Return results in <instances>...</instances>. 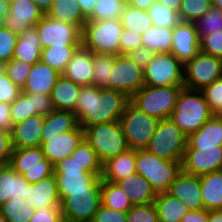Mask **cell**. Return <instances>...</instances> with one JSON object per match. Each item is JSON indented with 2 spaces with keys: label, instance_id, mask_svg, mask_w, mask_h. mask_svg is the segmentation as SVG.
Returning a JSON list of instances; mask_svg holds the SVG:
<instances>
[{
  "label": "cell",
  "instance_id": "1",
  "mask_svg": "<svg viewBox=\"0 0 222 222\" xmlns=\"http://www.w3.org/2000/svg\"><path fill=\"white\" fill-rule=\"evenodd\" d=\"M130 102L124 93L94 85L81 86L74 113L85 129L95 124L119 121Z\"/></svg>",
  "mask_w": 222,
  "mask_h": 222
},
{
  "label": "cell",
  "instance_id": "2",
  "mask_svg": "<svg viewBox=\"0 0 222 222\" xmlns=\"http://www.w3.org/2000/svg\"><path fill=\"white\" fill-rule=\"evenodd\" d=\"M213 115L201 90L183 87L170 118L188 136L198 131Z\"/></svg>",
  "mask_w": 222,
  "mask_h": 222
},
{
  "label": "cell",
  "instance_id": "3",
  "mask_svg": "<svg viewBox=\"0 0 222 222\" xmlns=\"http://www.w3.org/2000/svg\"><path fill=\"white\" fill-rule=\"evenodd\" d=\"M136 173L143 176L156 193L167 192L182 171V161L165 160L148 152L136 150Z\"/></svg>",
  "mask_w": 222,
  "mask_h": 222
},
{
  "label": "cell",
  "instance_id": "4",
  "mask_svg": "<svg viewBox=\"0 0 222 222\" xmlns=\"http://www.w3.org/2000/svg\"><path fill=\"white\" fill-rule=\"evenodd\" d=\"M184 85L155 87L144 85L131 98L130 103L138 110L158 120L171 117L177 98Z\"/></svg>",
  "mask_w": 222,
  "mask_h": 222
},
{
  "label": "cell",
  "instance_id": "5",
  "mask_svg": "<svg viewBox=\"0 0 222 222\" xmlns=\"http://www.w3.org/2000/svg\"><path fill=\"white\" fill-rule=\"evenodd\" d=\"M85 140L103 165L129 149L120 121L95 124L84 129Z\"/></svg>",
  "mask_w": 222,
  "mask_h": 222
},
{
  "label": "cell",
  "instance_id": "6",
  "mask_svg": "<svg viewBox=\"0 0 222 222\" xmlns=\"http://www.w3.org/2000/svg\"><path fill=\"white\" fill-rule=\"evenodd\" d=\"M122 32L120 19L87 21L82 28V47L92 53L120 54Z\"/></svg>",
  "mask_w": 222,
  "mask_h": 222
},
{
  "label": "cell",
  "instance_id": "7",
  "mask_svg": "<svg viewBox=\"0 0 222 222\" xmlns=\"http://www.w3.org/2000/svg\"><path fill=\"white\" fill-rule=\"evenodd\" d=\"M57 191L60 200L68 196V191L101 190L102 173H88L84 166L70 156L54 165Z\"/></svg>",
  "mask_w": 222,
  "mask_h": 222
},
{
  "label": "cell",
  "instance_id": "8",
  "mask_svg": "<svg viewBox=\"0 0 222 222\" xmlns=\"http://www.w3.org/2000/svg\"><path fill=\"white\" fill-rule=\"evenodd\" d=\"M188 136L171 120L158 121L146 150L165 160L183 161Z\"/></svg>",
  "mask_w": 222,
  "mask_h": 222
},
{
  "label": "cell",
  "instance_id": "9",
  "mask_svg": "<svg viewBox=\"0 0 222 222\" xmlns=\"http://www.w3.org/2000/svg\"><path fill=\"white\" fill-rule=\"evenodd\" d=\"M119 121L129 149L143 150L148 147L159 120L129 102Z\"/></svg>",
  "mask_w": 222,
  "mask_h": 222
},
{
  "label": "cell",
  "instance_id": "10",
  "mask_svg": "<svg viewBox=\"0 0 222 222\" xmlns=\"http://www.w3.org/2000/svg\"><path fill=\"white\" fill-rule=\"evenodd\" d=\"M143 74L148 86L184 85V65L171 53L155 54Z\"/></svg>",
  "mask_w": 222,
  "mask_h": 222
},
{
  "label": "cell",
  "instance_id": "11",
  "mask_svg": "<svg viewBox=\"0 0 222 222\" xmlns=\"http://www.w3.org/2000/svg\"><path fill=\"white\" fill-rule=\"evenodd\" d=\"M42 49L49 47H81L82 30L73 24L46 15L35 25Z\"/></svg>",
  "mask_w": 222,
  "mask_h": 222
},
{
  "label": "cell",
  "instance_id": "12",
  "mask_svg": "<svg viewBox=\"0 0 222 222\" xmlns=\"http://www.w3.org/2000/svg\"><path fill=\"white\" fill-rule=\"evenodd\" d=\"M101 204V190L68 191L60 208L65 222H92Z\"/></svg>",
  "mask_w": 222,
  "mask_h": 222
},
{
  "label": "cell",
  "instance_id": "13",
  "mask_svg": "<svg viewBox=\"0 0 222 222\" xmlns=\"http://www.w3.org/2000/svg\"><path fill=\"white\" fill-rule=\"evenodd\" d=\"M222 78V59L202 51L184 65V87L202 90Z\"/></svg>",
  "mask_w": 222,
  "mask_h": 222
},
{
  "label": "cell",
  "instance_id": "14",
  "mask_svg": "<svg viewBox=\"0 0 222 222\" xmlns=\"http://www.w3.org/2000/svg\"><path fill=\"white\" fill-rule=\"evenodd\" d=\"M144 85L143 70L127 54H117L111 69L109 88L131 98Z\"/></svg>",
  "mask_w": 222,
  "mask_h": 222
},
{
  "label": "cell",
  "instance_id": "15",
  "mask_svg": "<svg viewBox=\"0 0 222 222\" xmlns=\"http://www.w3.org/2000/svg\"><path fill=\"white\" fill-rule=\"evenodd\" d=\"M182 170L195 176L222 170V145L187 146Z\"/></svg>",
  "mask_w": 222,
  "mask_h": 222
},
{
  "label": "cell",
  "instance_id": "16",
  "mask_svg": "<svg viewBox=\"0 0 222 222\" xmlns=\"http://www.w3.org/2000/svg\"><path fill=\"white\" fill-rule=\"evenodd\" d=\"M85 139L84 129L79 125L75 130L61 133L54 137H46L41 144L44 156L55 165L59 161L71 156L81 142Z\"/></svg>",
  "mask_w": 222,
  "mask_h": 222
},
{
  "label": "cell",
  "instance_id": "17",
  "mask_svg": "<svg viewBox=\"0 0 222 222\" xmlns=\"http://www.w3.org/2000/svg\"><path fill=\"white\" fill-rule=\"evenodd\" d=\"M44 16L33 0H15L10 2L5 27L19 35L30 26H35Z\"/></svg>",
  "mask_w": 222,
  "mask_h": 222
},
{
  "label": "cell",
  "instance_id": "18",
  "mask_svg": "<svg viewBox=\"0 0 222 222\" xmlns=\"http://www.w3.org/2000/svg\"><path fill=\"white\" fill-rule=\"evenodd\" d=\"M200 51V39L194 23L180 22L174 27L171 54L183 65Z\"/></svg>",
  "mask_w": 222,
  "mask_h": 222
},
{
  "label": "cell",
  "instance_id": "19",
  "mask_svg": "<svg viewBox=\"0 0 222 222\" xmlns=\"http://www.w3.org/2000/svg\"><path fill=\"white\" fill-rule=\"evenodd\" d=\"M167 193L181 200L190 211L205 209L199 176L185 173L182 170L171 183Z\"/></svg>",
  "mask_w": 222,
  "mask_h": 222
},
{
  "label": "cell",
  "instance_id": "20",
  "mask_svg": "<svg viewBox=\"0 0 222 222\" xmlns=\"http://www.w3.org/2000/svg\"><path fill=\"white\" fill-rule=\"evenodd\" d=\"M44 116L33 115L21 123L12 126L11 138L13 149L41 147Z\"/></svg>",
  "mask_w": 222,
  "mask_h": 222
},
{
  "label": "cell",
  "instance_id": "21",
  "mask_svg": "<svg viewBox=\"0 0 222 222\" xmlns=\"http://www.w3.org/2000/svg\"><path fill=\"white\" fill-rule=\"evenodd\" d=\"M60 75L61 73L59 71L51 68L40 60L32 65L29 76L21 92L50 96Z\"/></svg>",
  "mask_w": 222,
  "mask_h": 222
},
{
  "label": "cell",
  "instance_id": "22",
  "mask_svg": "<svg viewBox=\"0 0 222 222\" xmlns=\"http://www.w3.org/2000/svg\"><path fill=\"white\" fill-rule=\"evenodd\" d=\"M62 74L78 85H93V53L78 48Z\"/></svg>",
  "mask_w": 222,
  "mask_h": 222
},
{
  "label": "cell",
  "instance_id": "23",
  "mask_svg": "<svg viewBox=\"0 0 222 222\" xmlns=\"http://www.w3.org/2000/svg\"><path fill=\"white\" fill-rule=\"evenodd\" d=\"M29 183L9 164L0 165V206L11 198L26 199Z\"/></svg>",
  "mask_w": 222,
  "mask_h": 222
},
{
  "label": "cell",
  "instance_id": "24",
  "mask_svg": "<svg viewBox=\"0 0 222 222\" xmlns=\"http://www.w3.org/2000/svg\"><path fill=\"white\" fill-rule=\"evenodd\" d=\"M41 40L35 26L21 32L17 38L12 59L34 65L41 60Z\"/></svg>",
  "mask_w": 222,
  "mask_h": 222
},
{
  "label": "cell",
  "instance_id": "25",
  "mask_svg": "<svg viewBox=\"0 0 222 222\" xmlns=\"http://www.w3.org/2000/svg\"><path fill=\"white\" fill-rule=\"evenodd\" d=\"M132 205L153 203L157 193L143 176L135 173L116 182Z\"/></svg>",
  "mask_w": 222,
  "mask_h": 222
},
{
  "label": "cell",
  "instance_id": "26",
  "mask_svg": "<svg viewBox=\"0 0 222 222\" xmlns=\"http://www.w3.org/2000/svg\"><path fill=\"white\" fill-rule=\"evenodd\" d=\"M136 150L128 149L102 165V180L116 183L136 173Z\"/></svg>",
  "mask_w": 222,
  "mask_h": 222
},
{
  "label": "cell",
  "instance_id": "27",
  "mask_svg": "<svg viewBox=\"0 0 222 222\" xmlns=\"http://www.w3.org/2000/svg\"><path fill=\"white\" fill-rule=\"evenodd\" d=\"M25 200L35 210L44 205H61L55 174L43 178L37 183H29V193Z\"/></svg>",
  "mask_w": 222,
  "mask_h": 222
},
{
  "label": "cell",
  "instance_id": "28",
  "mask_svg": "<svg viewBox=\"0 0 222 222\" xmlns=\"http://www.w3.org/2000/svg\"><path fill=\"white\" fill-rule=\"evenodd\" d=\"M80 89L81 85L74 83L61 74L50 95L54 110L74 112Z\"/></svg>",
  "mask_w": 222,
  "mask_h": 222
},
{
  "label": "cell",
  "instance_id": "29",
  "mask_svg": "<svg viewBox=\"0 0 222 222\" xmlns=\"http://www.w3.org/2000/svg\"><path fill=\"white\" fill-rule=\"evenodd\" d=\"M78 126V119L74 112L53 110L47 116H44L41 134L42 143L46 141V137H54L61 133L75 130Z\"/></svg>",
  "mask_w": 222,
  "mask_h": 222
},
{
  "label": "cell",
  "instance_id": "30",
  "mask_svg": "<svg viewBox=\"0 0 222 222\" xmlns=\"http://www.w3.org/2000/svg\"><path fill=\"white\" fill-rule=\"evenodd\" d=\"M201 195L207 211L222 209V170L199 176Z\"/></svg>",
  "mask_w": 222,
  "mask_h": 222
},
{
  "label": "cell",
  "instance_id": "31",
  "mask_svg": "<svg viewBox=\"0 0 222 222\" xmlns=\"http://www.w3.org/2000/svg\"><path fill=\"white\" fill-rule=\"evenodd\" d=\"M222 145V115H213L196 132L188 135L187 146Z\"/></svg>",
  "mask_w": 222,
  "mask_h": 222
},
{
  "label": "cell",
  "instance_id": "32",
  "mask_svg": "<svg viewBox=\"0 0 222 222\" xmlns=\"http://www.w3.org/2000/svg\"><path fill=\"white\" fill-rule=\"evenodd\" d=\"M153 203L159 222H181L185 214L190 211L181 200L167 192L157 193Z\"/></svg>",
  "mask_w": 222,
  "mask_h": 222
},
{
  "label": "cell",
  "instance_id": "33",
  "mask_svg": "<svg viewBox=\"0 0 222 222\" xmlns=\"http://www.w3.org/2000/svg\"><path fill=\"white\" fill-rule=\"evenodd\" d=\"M45 15L58 21L76 25L81 30L87 22L77 0H54Z\"/></svg>",
  "mask_w": 222,
  "mask_h": 222
},
{
  "label": "cell",
  "instance_id": "34",
  "mask_svg": "<svg viewBox=\"0 0 222 222\" xmlns=\"http://www.w3.org/2000/svg\"><path fill=\"white\" fill-rule=\"evenodd\" d=\"M9 165L12 168L54 167L44 156L41 147L13 149Z\"/></svg>",
  "mask_w": 222,
  "mask_h": 222
},
{
  "label": "cell",
  "instance_id": "35",
  "mask_svg": "<svg viewBox=\"0 0 222 222\" xmlns=\"http://www.w3.org/2000/svg\"><path fill=\"white\" fill-rule=\"evenodd\" d=\"M174 28L150 27L142 34V45L154 54L171 53Z\"/></svg>",
  "mask_w": 222,
  "mask_h": 222
},
{
  "label": "cell",
  "instance_id": "36",
  "mask_svg": "<svg viewBox=\"0 0 222 222\" xmlns=\"http://www.w3.org/2000/svg\"><path fill=\"white\" fill-rule=\"evenodd\" d=\"M120 22L123 29L141 35L153 26L147 11L135 8L128 4H125L123 12L120 15Z\"/></svg>",
  "mask_w": 222,
  "mask_h": 222
},
{
  "label": "cell",
  "instance_id": "37",
  "mask_svg": "<svg viewBox=\"0 0 222 222\" xmlns=\"http://www.w3.org/2000/svg\"><path fill=\"white\" fill-rule=\"evenodd\" d=\"M101 202L102 205L121 212H127L133 206L120 186L107 180H102L101 183Z\"/></svg>",
  "mask_w": 222,
  "mask_h": 222
},
{
  "label": "cell",
  "instance_id": "38",
  "mask_svg": "<svg viewBox=\"0 0 222 222\" xmlns=\"http://www.w3.org/2000/svg\"><path fill=\"white\" fill-rule=\"evenodd\" d=\"M3 216L8 222H29L35 209L22 198H11L0 206Z\"/></svg>",
  "mask_w": 222,
  "mask_h": 222
},
{
  "label": "cell",
  "instance_id": "39",
  "mask_svg": "<svg viewBox=\"0 0 222 222\" xmlns=\"http://www.w3.org/2000/svg\"><path fill=\"white\" fill-rule=\"evenodd\" d=\"M78 48L80 47L44 48L41 51V61L62 74Z\"/></svg>",
  "mask_w": 222,
  "mask_h": 222
},
{
  "label": "cell",
  "instance_id": "40",
  "mask_svg": "<svg viewBox=\"0 0 222 222\" xmlns=\"http://www.w3.org/2000/svg\"><path fill=\"white\" fill-rule=\"evenodd\" d=\"M115 54L93 53V85L109 88L111 69Z\"/></svg>",
  "mask_w": 222,
  "mask_h": 222
},
{
  "label": "cell",
  "instance_id": "41",
  "mask_svg": "<svg viewBox=\"0 0 222 222\" xmlns=\"http://www.w3.org/2000/svg\"><path fill=\"white\" fill-rule=\"evenodd\" d=\"M70 157L83 165L86 172L102 173V164L98 159L96 151L85 139L75 150H73Z\"/></svg>",
  "mask_w": 222,
  "mask_h": 222
},
{
  "label": "cell",
  "instance_id": "42",
  "mask_svg": "<svg viewBox=\"0 0 222 222\" xmlns=\"http://www.w3.org/2000/svg\"><path fill=\"white\" fill-rule=\"evenodd\" d=\"M33 115H35L33 93L21 92L19 96L12 103H10L12 126L21 123Z\"/></svg>",
  "mask_w": 222,
  "mask_h": 222
},
{
  "label": "cell",
  "instance_id": "43",
  "mask_svg": "<svg viewBox=\"0 0 222 222\" xmlns=\"http://www.w3.org/2000/svg\"><path fill=\"white\" fill-rule=\"evenodd\" d=\"M125 4L122 0H97L93 13L87 21L120 19Z\"/></svg>",
  "mask_w": 222,
  "mask_h": 222
},
{
  "label": "cell",
  "instance_id": "44",
  "mask_svg": "<svg viewBox=\"0 0 222 222\" xmlns=\"http://www.w3.org/2000/svg\"><path fill=\"white\" fill-rule=\"evenodd\" d=\"M153 26L160 28H174L180 22L179 13L167 8L163 4L156 2L147 11Z\"/></svg>",
  "mask_w": 222,
  "mask_h": 222
},
{
  "label": "cell",
  "instance_id": "45",
  "mask_svg": "<svg viewBox=\"0 0 222 222\" xmlns=\"http://www.w3.org/2000/svg\"><path fill=\"white\" fill-rule=\"evenodd\" d=\"M212 8L211 0H182L179 16L182 22L195 23Z\"/></svg>",
  "mask_w": 222,
  "mask_h": 222
},
{
  "label": "cell",
  "instance_id": "46",
  "mask_svg": "<svg viewBox=\"0 0 222 222\" xmlns=\"http://www.w3.org/2000/svg\"><path fill=\"white\" fill-rule=\"evenodd\" d=\"M199 39L205 36L222 31V11L212 7L203 17H200L195 23Z\"/></svg>",
  "mask_w": 222,
  "mask_h": 222
},
{
  "label": "cell",
  "instance_id": "47",
  "mask_svg": "<svg viewBox=\"0 0 222 222\" xmlns=\"http://www.w3.org/2000/svg\"><path fill=\"white\" fill-rule=\"evenodd\" d=\"M7 76L17 85L19 88H23L26 80L31 71L32 65L25 62L12 59L2 65Z\"/></svg>",
  "mask_w": 222,
  "mask_h": 222
},
{
  "label": "cell",
  "instance_id": "48",
  "mask_svg": "<svg viewBox=\"0 0 222 222\" xmlns=\"http://www.w3.org/2000/svg\"><path fill=\"white\" fill-rule=\"evenodd\" d=\"M201 91L213 114L222 115V78L205 86Z\"/></svg>",
  "mask_w": 222,
  "mask_h": 222
},
{
  "label": "cell",
  "instance_id": "49",
  "mask_svg": "<svg viewBox=\"0 0 222 222\" xmlns=\"http://www.w3.org/2000/svg\"><path fill=\"white\" fill-rule=\"evenodd\" d=\"M127 222H159L154 203L133 205L127 211Z\"/></svg>",
  "mask_w": 222,
  "mask_h": 222
},
{
  "label": "cell",
  "instance_id": "50",
  "mask_svg": "<svg viewBox=\"0 0 222 222\" xmlns=\"http://www.w3.org/2000/svg\"><path fill=\"white\" fill-rule=\"evenodd\" d=\"M18 36L6 27L0 29V66L12 60Z\"/></svg>",
  "mask_w": 222,
  "mask_h": 222
},
{
  "label": "cell",
  "instance_id": "51",
  "mask_svg": "<svg viewBox=\"0 0 222 222\" xmlns=\"http://www.w3.org/2000/svg\"><path fill=\"white\" fill-rule=\"evenodd\" d=\"M29 222H65L60 205L38 207Z\"/></svg>",
  "mask_w": 222,
  "mask_h": 222
},
{
  "label": "cell",
  "instance_id": "52",
  "mask_svg": "<svg viewBox=\"0 0 222 222\" xmlns=\"http://www.w3.org/2000/svg\"><path fill=\"white\" fill-rule=\"evenodd\" d=\"M21 93V88L7 76L0 66V102L12 103Z\"/></svg>",
  "mask_w": 222,
  "mask_h": 222
},
{
  "label": "cell",
  "instance_id": "53",
  "mask_svg": "<svg viewBox=\"0 0 222 222\" xmlns=\"http://www.w3.org/2000/svg\"><path fill=\"white\" fill-rule=\"evenodd\" d=\"M200 51L222 59V31L202 38L200 40Z\"/></svg>",
  "mask_w": 222,
  "mask_h": 222
},
{
  "label": "cell",
  "instance_id": "54",
  "mask_svg": "<svg viewBox=\"0 0 222 222\" xmlns=\"http://www.w3.org/2000/svg\"><path fill=\"white\" fill-rule=\"evenodd\" d=\"M23 176L28 183H37L41 179L54 174V167L12 168Z\"/></svg>",
  "mask_w": 222,
  "mask_h": 222
},
{
  "label": "cell",
  "instance_id": "55",
  "mask_svg": "<svg viewBox=\"0 0 222 222\" xmlns=\"http://www.w3.org/2000/svg\"><path fill=\"white\" fill-rule=\"evenodd\" d=\"M92 222H127V212L110 209L101 204Z\"/></svg>",
  "mask_w": 222,
  "mask_h": 222
},
{
  "label": "cell",
  "instance_id": "56",
  "mask_svg": "<svg viewBox=\"0 0 222 222\" xmlns=\"http://www.w3.org/2000/svg\"><path fill=\"white\" fill-rule=\"evenodd\" d=\"M140 46H142V35L123 29L120 38V54H128Z\"/></svg>",
  "mask_w": 222,
  "mask_h": 222
},
{
  "label": "cell",
  "instance_id": "57",
  "mask_svg": "<svg viewBox=\"0 0 222 222\" xmlns=\"http://www.w3.org/2000/svg\"><path fill=\"white\" fill-rule=\"evenodd\" d=\"M12 152L11 132L0 128V165L9 164Z\"/></svg>",
  "mask_w": 222,
  "mask_h": 222
},
{
  "label": "cell",
  "instance_id": "58",
  "mask_svg": "<svg viewBox=\"0 0 222 222\" xmlns=\"http://www.w3.org/2000/svg\"><path fill=\"white\" fill-rule=\"evenodd\" d=\"M127 55L139 68L144 71L146 65L155 54L148 47L142 45L135 50H132Z\"/></svg>",
  "mask_w": 222,
  "mask_h": 222
},
{
  "label": "cell",
  "instance_id": "59",
  "mask_svg": "<svg viewBox=\"0 0 222 222\" xmlns=\"http://www.w3.org/2000/svg\"><path fill=\"white\" fill-rule=\"evenodd\" d=\"M35 115L47 116L54 110L50 96L33 93Z\"/></svg>",
  "mask_w": 222,
  "mask_h": 222
},
{
  "label": "cell",
  "instance_id": "60",
  "mask_svg": "<svg viewBox=\"0 0 222 222\" xmlns=\"http://www.w3.org/2000/svg\"><path fill=\"white\" fill-rule=\"evenodd\" d=\"M0 128L10 132L12 130L10 103L0 102Z\"/></svg>",
  "mask_w": 222,
  "mask_h": 222
},
{
  "label": "cell",
  "instance_id": "61",
  "mask_svg": "<svg viewBox=\"0 0 222 222\" xmlns=\"http://www.w3.org/2000/svg\"><path fill=\"white\" fill-rule=\"evenodd\" d=\"M181 222H209V211L206 209L189 211Z\"/></svg>",
  "mask_w": 222,
  "mask_h": 222
},
{
  "label": "cell",
  "instance_id": "62",
  "mask_svg": "<svg viewBox=\"0 0 222 222\" xmlns=\"http://www.w3.org/2000/svg\"><path fill=\"white\" fill-rule=\"evenodd\" d=\"M80 5L83 16L87 19L92 13L97 0H77Z\"/></svg>",
  "mask_w": 222,
  "mask_h": 222
},
{
  "label": "cell",
  "instance_id": "63",
  "mask_svg": "<svg viewBox=\"0 0 222 222\" xmlns=\"http://www.w3.org/2000/svg\"><path fill=\"white\" fill-rule=\"evenodd\" d=\"M157 0H128L127 4L141 10L148 11Z\"/></svg>",
  "mask_w": 222,
  "mask_h": 222
},
{
  "label": "cell",
  "instance_id": "64",
  "mask_svg": "<svg viewBox=\"0 0 222 222\" xmlns=\"http://www.w3.org/2000/svg\"><path fill=\"white\" fill-rule=\"evenodd\" d=\"M182 0H157V2L163 4L169 9H172L179 13Z\"/></svg>",
  "mask_w": 222,
  "mask_h": 222
},
{
  "label": "cell",
  "instance_id": "65",
  "mask_svg": "<svg viewBox=\"0 0 222 222\" xmlns=\"http://www.w3.org/2000/svg\"><path fill=\"white\" fill-rule=\"evenodd\" d=\"M36 5L41 9V11L46 14L51 8V5L54 0H33Z\"/></svg>",
  "mask_w": 222,
  "mask_h": 222
},
{
  "label": "cell",
  "instance_id": "66",
  "mask_svg": "<svg viewBox=\"0 0 222 222\" xmlns=\"http://www.w3.org/2000/svg\"><path fill=\"white\" fill-rule=\"evenodd\" d=\"M209 222H222V209L209 211Z\"/></svg>",
  "mask_w": 222,
  "mask_h": 222
},
{
  "label": "cell",
  "instance_id": "67",
  "mask_svg": "<svg viewBox=\"0 0 222 222\" xmlns=\"http://www.w3.org/2000/svg\"><path fill=\"white\" fill-rule=\"evenodd\" d=\"M10 8V1L9 0H0V14L7 15Z\"/></svg>",
  "mask_w": 222,
  "mask_h": 222
},
{
  "label": "cell",
  "instance_id": "68",
  "mask_svg": "<svg viewBox=\"0 0 222 222\" xmlns=\"http://www.w3.org/2000/svg\"><path fill=\"white\" fill-rule=\"evenodd\" d=\"M212 1V7H215L222 11V0H211Z\"/></svg>",
  "mask_w": 222,
  "mask_h": 222
},
{
  "label": "cell",
  "instance_id": "69",
  "mask_svg": "<svg viewBox=\"0 0 222 222\" xmlns=\"http://www.w3.org/2000/svg\"><path fill=\"white\" fill-rule=\"evenodd\" d=\"M5 19H6V15L0 14V29L5 27Z\"/></svg>",
  "mask_w": 222,
  "mask_h": 222
},
{
  "label": "cell",
  "instance_id": "70",
  "mask_svg": "<svg viewBox=\"0 0 222 222\" xmlns=\"http://www.w3.org/2000/svg\"><path fill=\"white\" fill-rule=\"evenodd\" d=\"M0 222H8L0 210Z\"/></svg>",
  "mask_w": 222,
  "mask_h": 222
}]
</instances>
